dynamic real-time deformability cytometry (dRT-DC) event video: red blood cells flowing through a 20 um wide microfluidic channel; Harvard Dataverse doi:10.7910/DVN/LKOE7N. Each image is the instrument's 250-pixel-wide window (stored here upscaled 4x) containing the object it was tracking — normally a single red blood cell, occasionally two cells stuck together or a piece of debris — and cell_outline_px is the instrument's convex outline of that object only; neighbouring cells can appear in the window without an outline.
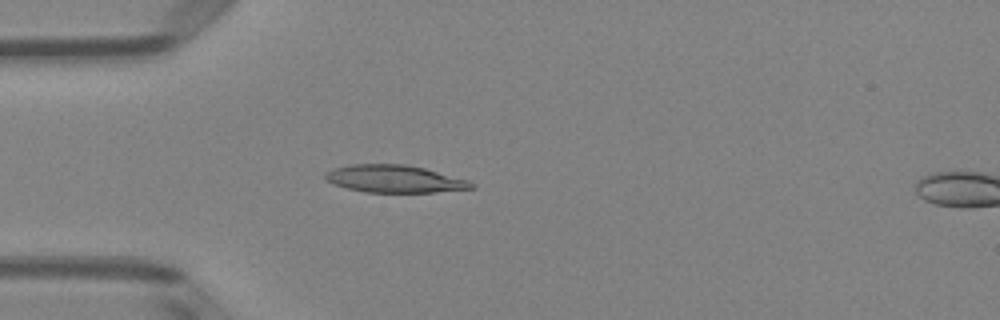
{"species": "Egyptian fruit bat (a non-hibernating species)", "species_latin": "Rousettus aegyptiacus", "temperature_condition": "room temperature", "stored_images_in_passage": 15, "camera_frame_rate_fps": 3000, "um_per_image_px": 0.085, "animal": {"sex": "female"}, "frame": {"image": 1, "passage_image": 13, "time_ms": 4.0, "image_size_px": [1000, 320], "cell_outline_px": [[476, 188], [436, 192], [364, 192], [348, 188], [336, 184], [328, 180], [324, 176], [324, 172], [336, 168], [352, 164], [404, 164], [424, 168], [468, 180], [476, 184]], "centroid_in_image_um": [33.58, 15.2], "position_along_channel_um": 51.4, "area_um2": 23.18}}